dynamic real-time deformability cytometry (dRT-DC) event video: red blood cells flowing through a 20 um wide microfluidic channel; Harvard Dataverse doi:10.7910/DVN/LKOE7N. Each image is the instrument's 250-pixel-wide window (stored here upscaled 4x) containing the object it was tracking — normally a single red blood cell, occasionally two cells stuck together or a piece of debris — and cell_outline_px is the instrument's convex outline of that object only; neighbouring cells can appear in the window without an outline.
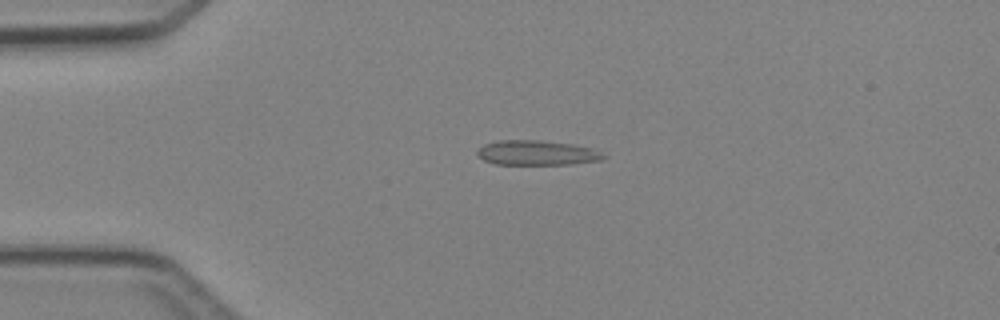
{"species": "Egyptian fruit bat (a non-hibernating species)", "species_latin": "Rousettus aegyptiacus", "temperature_condition": "cold", "stored_images_in_passage": 4, "camera_frame_rate_fps": 3000, "um_per_image_px": 0.085, "animal": {"sex": "female"}, "frame": {"image": 1, "passage_image": 3, "time_ms": 2.333, "image_size_px": [1000, 320], "cell_outline_px": [[608, 156], [604, 160], [572, 164], [496, 164], [484, 160], [476, 156], [476, 152], [484, 144], [496, 140], [540, 140], [576, 144], [592, 148]], "centroid_in_image_um": [45.66, 12.98], "position_along_channel_um": 39.3, "area_um2": 18.5}}